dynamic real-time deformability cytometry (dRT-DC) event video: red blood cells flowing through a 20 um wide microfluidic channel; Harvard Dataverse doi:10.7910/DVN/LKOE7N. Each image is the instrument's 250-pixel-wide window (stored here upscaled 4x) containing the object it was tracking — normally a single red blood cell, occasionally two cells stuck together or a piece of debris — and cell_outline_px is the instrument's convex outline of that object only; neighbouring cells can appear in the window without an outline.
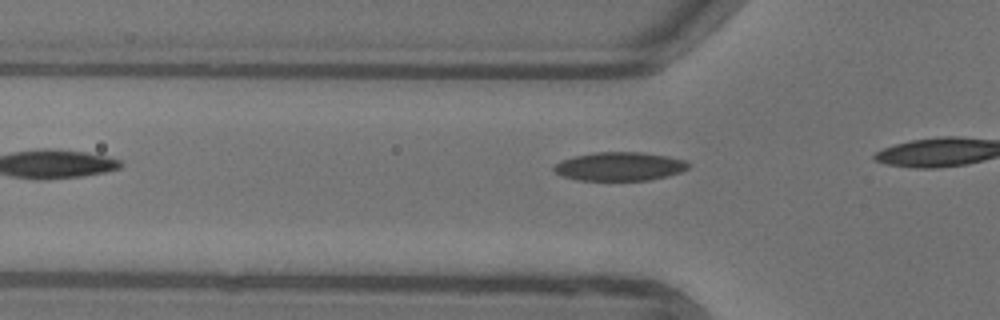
{"species": "common noctule bat (a hibernating species)", "species_latin": "Nyctalus noctula", "temperature_condition": "warm", "stored_images_in_passage": 7, "camera_frame_rate_fps": 3000, "um_per_image_px": 0.085, "animal": {"sex": "female"}, "frame": {"image": 1, "passage_image": 4, "time_ms": 1.0, "image_size_px": [1000, 320], "cell_outline_px": [[692, 164], [688, 168], [680, 172], [668, 176], [648, 180], [580, 180], [564, 176], [556, 172], [552, 168], [560, 160], [576, 156], [596, 152], [640, 152], [668, 156], [684, 160]], "centroid_in_image_um": [52.7, 14.14], "position_along_channel_um": 73.1, "area_um2": 22.31}}